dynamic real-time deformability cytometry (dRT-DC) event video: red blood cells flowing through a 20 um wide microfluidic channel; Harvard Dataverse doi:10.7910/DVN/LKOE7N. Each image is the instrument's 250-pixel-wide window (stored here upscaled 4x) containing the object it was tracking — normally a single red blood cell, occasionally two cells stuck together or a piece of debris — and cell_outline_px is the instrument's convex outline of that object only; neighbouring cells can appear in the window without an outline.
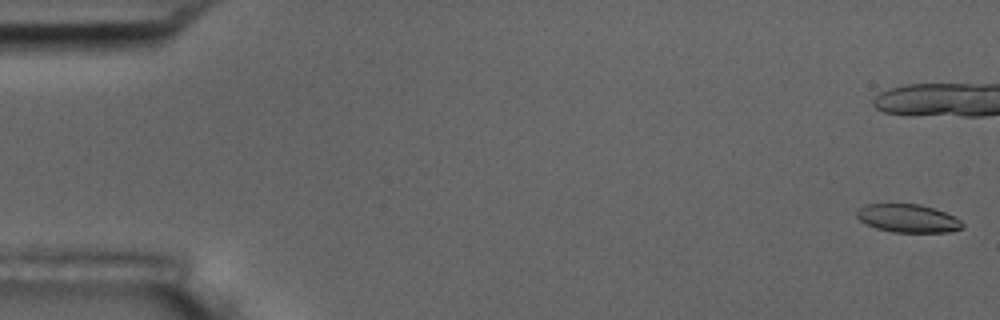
{"species": "common noctule bat (a hibernating species)", "species_latin": "Nyctalus noctula", "temperature_condition": "room temperature", "stored_images_in_passage": 6, "camera_frame_rate_fps": 3000, "um_per_image_px": 0.085, "animal": {"sex": "male", "body_mass_g": 17.5, "forearm_length_mm": 52.3}, "frame": {"image": 1, "passage_image": 1, "time_ms": 0.0, "image_size_px": [1000, 320], "cell_outline_px": [[964, 228], [948, 232], [892, 232], [876, 228], [860, 220], [856, 216], [856, 212], [864, 204], [920, 204], [944, 212], [960, 220], [964, 224]], "centroid_in_image_um": [77.17, 18.56], "position_along_channel_um": 7.8, "area_um2": 17.22}}